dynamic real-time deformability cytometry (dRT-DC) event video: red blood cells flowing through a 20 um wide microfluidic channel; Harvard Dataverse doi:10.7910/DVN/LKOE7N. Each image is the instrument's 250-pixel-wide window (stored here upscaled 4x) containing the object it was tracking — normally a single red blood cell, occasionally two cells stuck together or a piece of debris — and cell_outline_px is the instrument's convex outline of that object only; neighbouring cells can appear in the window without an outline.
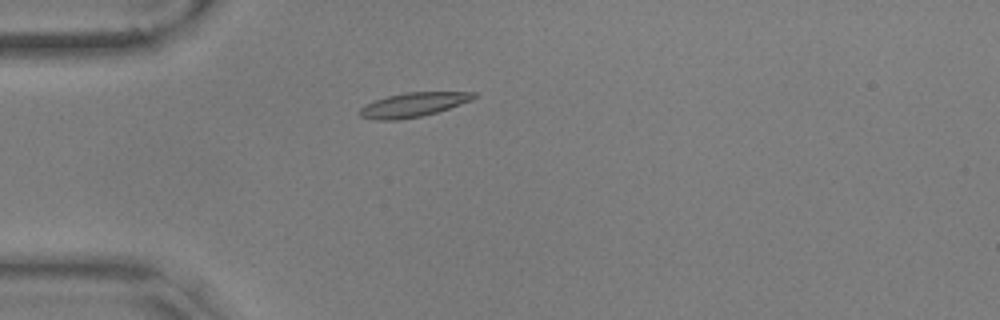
{"species": "common noctule bat (a hibernating species)", "species_latin": "Nyctalus noctula", "temperature_condition": "warm", "stored_images_in_passage": 46, "camera_frame_rate_fps": 3000, "um_per_image_px": 0.085, "animal": {"sex": "male", "body_mass_g": 17.9, "forearm_length_mm": 54.2}, "frame": {"image": 1, "passage_image": 5, "time_ms": 1.333, "image_size_px": [1000, 320], "cell_outline_px": [[476, 96], [472, 100], [436, 112], [420, 116], [396, 120], [376, 120], [360, 116], [356, 112], [364, 104], [388, 96], [404, 92], [476, 92]], "centroid_in_image_um": [35.07, 8.9], "position_along_channel_um": 49.9, "area_um2": 16.01}}
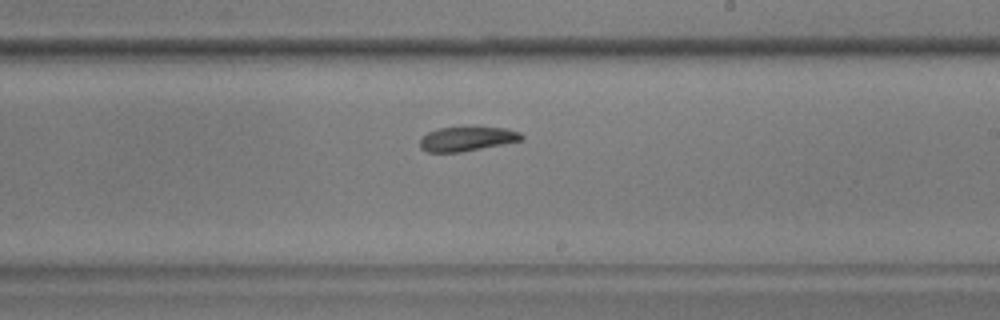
{"frame": {"image": 2, "passage_image": 23, "time_ms": 7.333, "image_size_px": [1000, 320], "cell_outline_px": [[524, 140], [504, 144], [460, 152], [428, 152], [420, 148], [420, 140], [428, 132], [436, 128], [472, 124], [504, 128], [520, 132], [524, 136]], "centroid_in_image_um": [39.73, 11.75], "position_along_channel_um": 249.3, "area_um2": 15.2}}
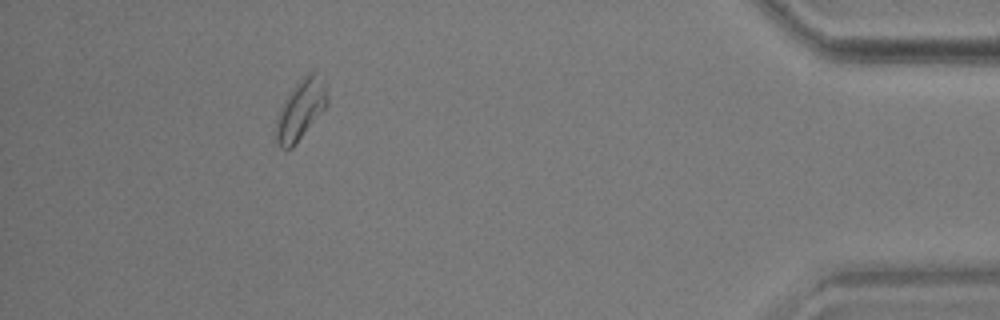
{"frame": {"image": 3, "passage_image": 41, "time_ms": 13.333, "image_size_px": [1000, 320], "cell_outline_px": [[328, 104], [292, 148], [280, 148], [276, 144], [276, 116], [284, 100], [296, 80], [304, 72], [316, 72], [324, 76], [328, 96]], "centroid_in_image_um": [25.56, 9.23], "position_along_channel_um": 409.6, "area_um2": 18.38}, "authors_computed_cell_mechanics": {"area_um2": 15.7216, "velocity_mm_per_s": 3.5539, "shape_relaxation_time_tau1_ms": 4.7793, "shape_relaxation_time_tau2_ms": 3.1514, "deformation_change_tau1": 0.0958, "deformation_change_tau2": 0.0748}}